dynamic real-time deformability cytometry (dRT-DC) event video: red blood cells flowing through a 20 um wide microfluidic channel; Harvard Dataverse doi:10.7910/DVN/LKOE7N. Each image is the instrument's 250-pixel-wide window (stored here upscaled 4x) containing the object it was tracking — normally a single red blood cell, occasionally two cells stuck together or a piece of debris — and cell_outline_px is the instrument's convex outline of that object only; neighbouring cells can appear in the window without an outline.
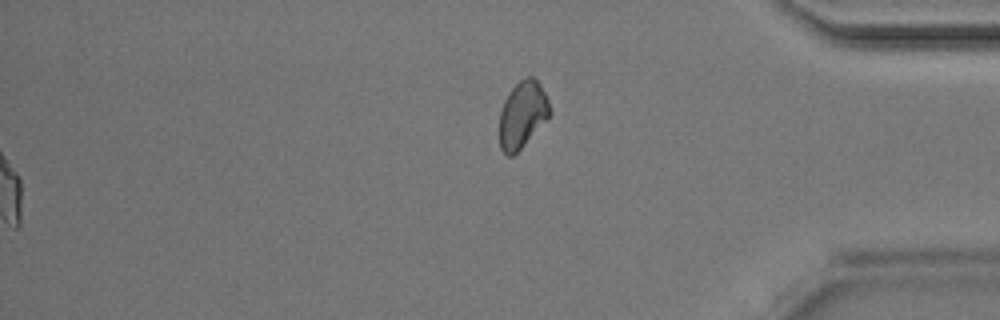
{"species": "Egyptian fruit bat (a non-hibernating species)", "species_latin": "Rousettus aegyptiacus", "temperature_condition": "room temperature", "stored_images_in_passage": 47, "segment_of_instrument_passage": [2, 2], "camera_frame_rate_fps": 3000, "um_per_image_px": 0.085, "animal": {"sex": "male"}, "frame": {"image": 1, "passage_image": 47, "time_ms": 15.333, "image_size_px": [1000, 320], "cell_outline_px": [[552, 112], [520, 148], [512, 156], [508, 156], [500, 148], [500, 112], [504, 100], [508, 92], [520, 80], [528, 76], [532, 76], [540, 84], [548, 100]], "centroid_in_image_um": [44.39, 9.7], "position_along_channel_um": 390.8, "area_um2": 19.13}}